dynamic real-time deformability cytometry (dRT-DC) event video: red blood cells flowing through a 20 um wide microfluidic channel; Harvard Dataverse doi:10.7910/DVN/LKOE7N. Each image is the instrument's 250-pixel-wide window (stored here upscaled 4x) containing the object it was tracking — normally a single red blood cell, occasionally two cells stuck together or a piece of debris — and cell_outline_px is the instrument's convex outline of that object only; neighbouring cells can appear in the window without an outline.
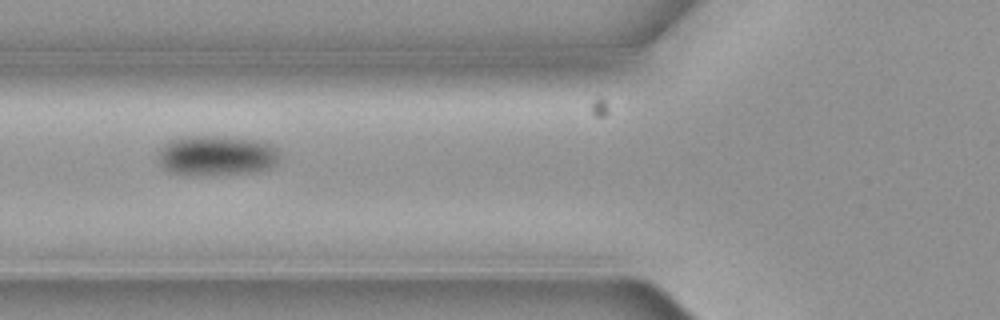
{"species": "common noctule bat (a hibernating species)", "species_latin": "Nyctalus noctula", "temperature_condition": "cold", "stored_images_in_passage": 11, "camera_frame_rate_fps": 3000, "um_per_image_px": 0.085, "animal": {"sex": "female", "body_mass_g": 19.3, "forearm_length_mm": 54.1}, "frame": {"image": 1, "passage_image": 7, "time_ms": 2.0, "image_size_px": [1000, 320], "cell_outline_px": [[280, 160], [272, 168], [260, 172], [204, 176], [184, 176], [172, 172], [164, 168], [160, 164], [160, 148], [164, 144], [172, 140], [184, 136], [216, 136], [256, 140], [272, 144], [280, 152]], "centroid_in_image_um": [18.47, 13.26], "position_along_channel_um": 107.3, "area_um2": 29.07}}
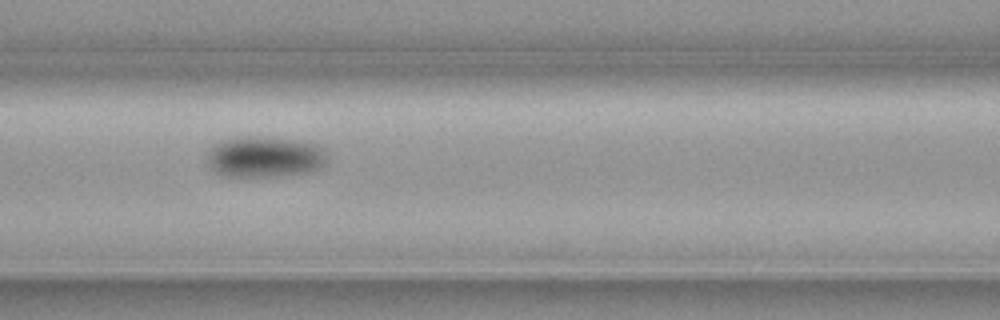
{"frame": {"image": 2, "passage_image": 8, "time_ms": 2.333, "image_size_px": [1000, 320], "cell_outline_px": [[328, 156], [324, 164], [320, 168], [308, 172], [276, 176], [224, 176], [208, 168], [208, 152], [216, 144], [224, 140], [236, 136], [256, 136], [292, 140], [316, 144]], "centroid_in_image_um": [22.47, 13.34], "position_along_channel_um": 144.1, "area_um2": 28.5}}
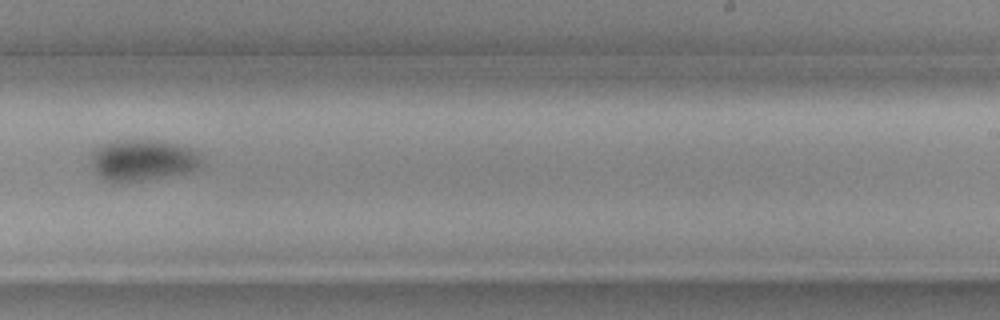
{"frame": {"image": 3, "passage_image": 11, "time_ms": 3.333, "image_size_px": [1000, 320], "cell_outline_px": [[204, 160], [200, 168], [188, 172], [140, 180], [108, 180], [100, 176], [96, 172], [92, 160], [92, 152], [96, 148], [104, 144], [116, 140], [152, 140], [192, 148], [200, 152]], "centroid_in_image_um": [12.21, 13.58], "position_along_channel_um": 276.8, "area_um2": 25.95}}